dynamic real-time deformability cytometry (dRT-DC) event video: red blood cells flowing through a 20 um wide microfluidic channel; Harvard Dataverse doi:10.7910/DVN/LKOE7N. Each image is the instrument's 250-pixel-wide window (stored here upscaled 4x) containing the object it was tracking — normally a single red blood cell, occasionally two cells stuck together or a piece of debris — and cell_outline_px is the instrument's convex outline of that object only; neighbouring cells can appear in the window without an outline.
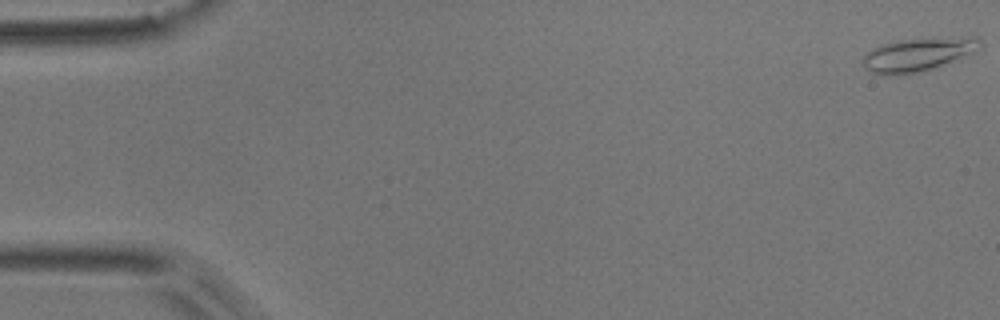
{"species": "common noctule bat (a hibernating species)", "species_latin": "Nyctalus noctula", "temperature_condition": "room temperature", "stored_images_in_passage": 5, "camera_frame_rate_fps": 3000, "um_per_image_px": 0.085, "animal": {"sex": "male", "body_mass_g": 17.9}, "frame": {"image": 1, "passage_image": 1, "time_ms": 0.0, "image_size_px": [1000, 320], "cell_outline_px": [[984, 44], [976, 52], [940, 68], [920, 72], [896, 76], [880, 76], [864, 68], [864, 56], [868, 52], [884, 44], [896, 40], [976, 36]], "centroid_in_image_um": [78.11, 4.66], "position_along_channel_um": 6.9, "area_um2": 23.41}}